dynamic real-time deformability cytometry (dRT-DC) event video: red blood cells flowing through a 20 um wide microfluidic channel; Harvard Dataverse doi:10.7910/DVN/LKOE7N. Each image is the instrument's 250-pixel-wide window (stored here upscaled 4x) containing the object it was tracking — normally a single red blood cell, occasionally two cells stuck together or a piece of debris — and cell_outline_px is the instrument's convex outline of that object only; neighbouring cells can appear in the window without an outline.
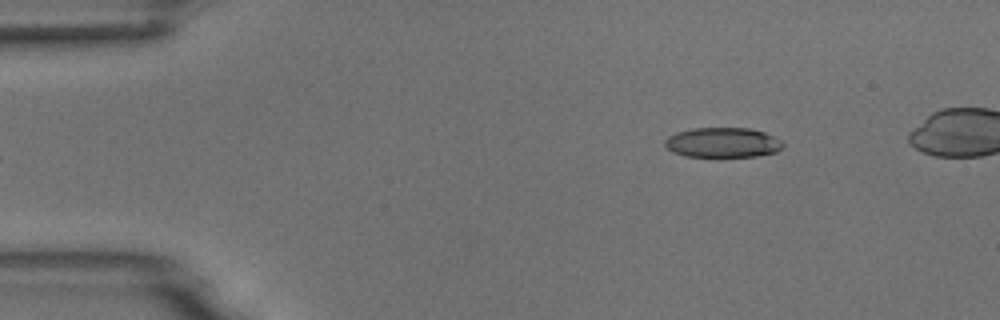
{"species": "common noctule bat (a hibernating species)", "species_latin": "Nyctalus noctula", "temperature_condition": "room temperature", "stored_images_in_passage": 3, "segment_of_instrument_passage": [2, 2], "camera_frame_rate_fps": 3000, "um_per_image_px": 0.085, "animal": {"sex": "male", "body_mass_g": 18.8}, "frame": {"image": 1, "passage_image": 3, "time_ms": 0.667, "image_size_px": [1000, 320], "cell_outline_px": [[784, 148], [776, 152], [756, 156], [684, 156], [672, 152], [664, 144], [664, 140], [668, 136], [676, 132], [692, 128], [748, 128], [764, 132], [784, 140]], "centroid_in_image_um": [61.45, 12.11], "position_along_channel_um": 23.5, "area_um2": 20.75}}